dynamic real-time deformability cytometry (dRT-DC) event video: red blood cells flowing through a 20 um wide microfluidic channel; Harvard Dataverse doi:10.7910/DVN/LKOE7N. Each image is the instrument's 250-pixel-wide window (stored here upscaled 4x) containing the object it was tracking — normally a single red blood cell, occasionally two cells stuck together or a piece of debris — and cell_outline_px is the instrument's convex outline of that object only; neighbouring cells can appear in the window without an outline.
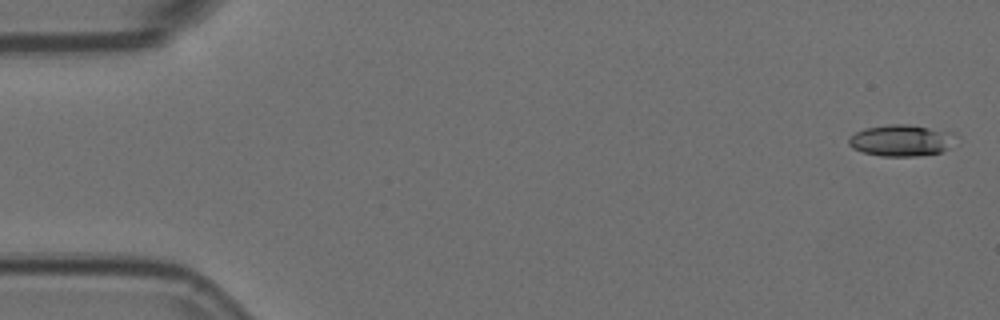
{"species": "Egyptian fruit bat (a non-hibernating species)", "species_latin": "Rousettus aegyptiacus", "temperature_condition": "room temperature", "stored_images_in_passage": 5, "camera_frame_rate_fps": 3000, "um_per_image_px": 0.085, "animal": {"sex": "female"}, "frame": {"image": 1, "passage_image": 1, "time_ms": 0.0, "image_size_px": [1000, 320], "cell_outline_px": [[960, 136], [948, 148], [940, 152], [916, 156], [880, 156], [864, 152], [852, 148], [848, 144], [848, 136], [864, 128], [888, 124], [908, 124], [956, 132]], "centroid_in_image_um": [76.64, 11.92], "position_along_channel_um": 8.4, "area_um2": 20.0}}
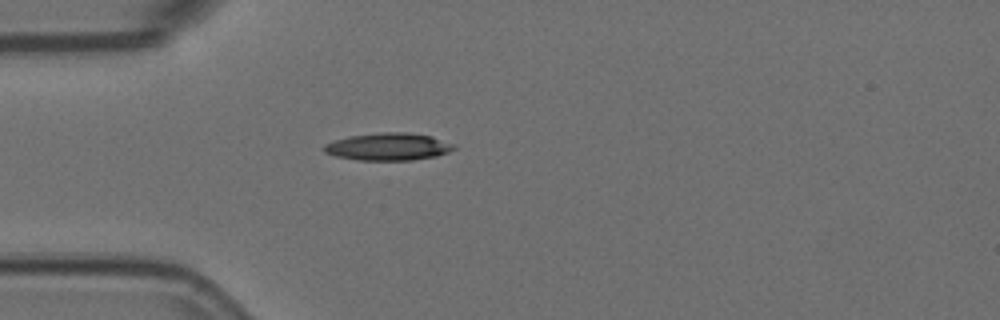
{"frame": {"image": 2, "passage_image": 5, "time_ms": 1.333, "image_size_px": [1000, 320], "cell_outline_px": [[456, 148], [448, 152], [436, 156], [412, 160], [356, 160], [336, 156], [324, 152], [320, 148], [324, 144], [348, 136], [380, 132], [408, 132], [432, 136], [456, 144]], "centroid_in_image_um": [33.0, 12.46], "position_along_channel_um": 52.0, "area_um2": 20.98}}